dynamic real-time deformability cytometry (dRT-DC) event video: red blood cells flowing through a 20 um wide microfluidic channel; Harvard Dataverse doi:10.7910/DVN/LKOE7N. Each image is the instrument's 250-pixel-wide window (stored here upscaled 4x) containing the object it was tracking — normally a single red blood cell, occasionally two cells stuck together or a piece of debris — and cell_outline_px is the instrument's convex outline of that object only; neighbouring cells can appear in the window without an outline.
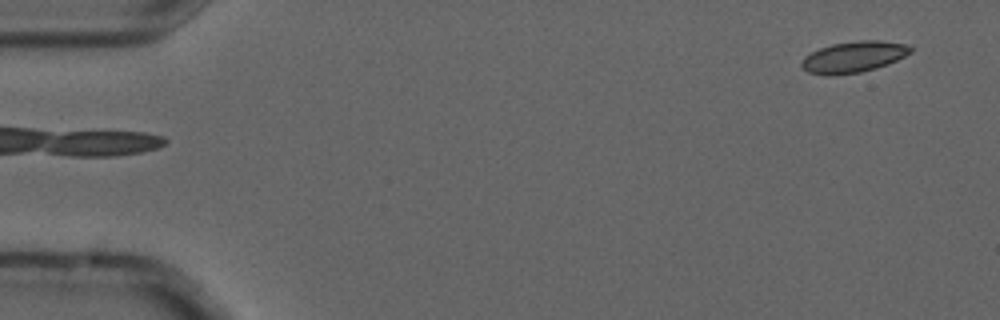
{"species": "common noctule bat (a hibernating species)", "species_latin": "Nyctalus noctula", "temperature_condition": "cold", "stored_images_in_passage": 4, "segment_of_instrument_passage": [2, 2], "camera_frame_rate_fps": 3000, "um_per_image_px": 0.085, "animal": {"sex": "male", "forearm_length_mm": 52.5}, "frame": {"image": 1, "passage_image": 4, "time_ms": 1.0, "image_size_px": [1000, 320], "cell_outline_px": [[912, 52], [888, 64], [876, 68], [860, 72], [828, 76], [808, 72], [800, 64], [804, 56], [820, 48], [832, 44], [856, 40], [880, 40], [904, 44], [912, 48]], "centroid_in_image_um": [72.54, 4.83], "position_along_channel_um": 12.5, "area_um2": 19.71}}